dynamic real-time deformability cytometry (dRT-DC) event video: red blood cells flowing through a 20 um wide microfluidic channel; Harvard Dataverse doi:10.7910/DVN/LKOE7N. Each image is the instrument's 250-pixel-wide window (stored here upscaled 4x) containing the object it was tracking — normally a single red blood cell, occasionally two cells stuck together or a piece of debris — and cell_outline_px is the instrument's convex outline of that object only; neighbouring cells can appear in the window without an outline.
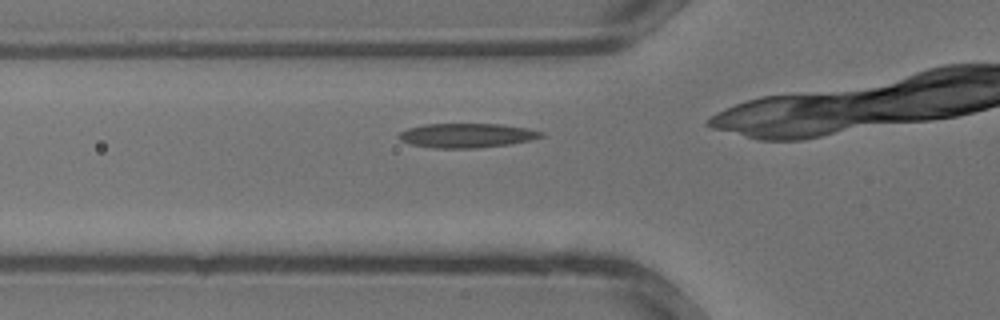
{"species": "common noctule bat (a hibernating species)", "species_latin": "Nyctalus noctula", "temperature_condition": "warm", "stored_images_in_passage": 18, "camera_frame_rate_fps": 3000, "um_per_image_px": 0.085, "animal": {"sex": "male", "body_mass_g": 13.3}, "frame": {"image": 1, "passage_image": 6, "time_ms": 1.667, "image_size_px": [1000, 320], "cell_outline_px": [[544, 136], [528, 140], [508, 144], [476, 148], [432, 148], [412, 144], [400, 140], [396, 136], [400, 132], [408, 128], [424, 124], [504, 124], [528, 128], [544, 132]], "centroid_in_image_um": [39.66, 11.51], "position_along_channel_um": 86.1, "area_um2": 20.17}}
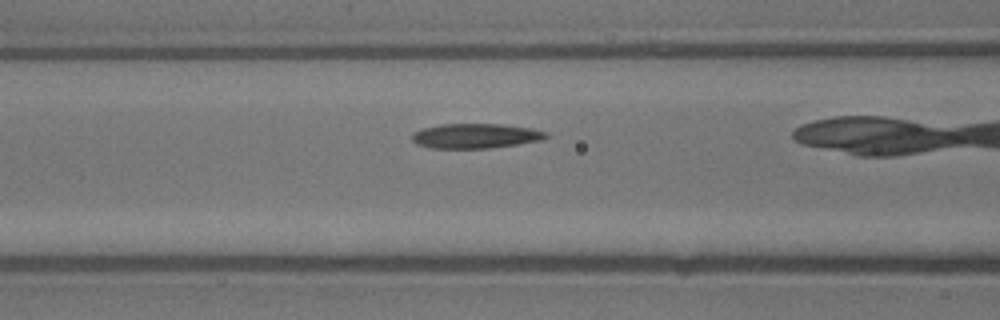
{"frame": {"image": 2, "passage_image": 8, "time_ms": 2.333, "image_size_px": [1000, 320], "cell_outline_px": [[548, 136], [540, 140], [492, 148], [428, 148], [416, 144], [412, 140], [412, 136], [416, 132], [424, 128], [440, 124], [500, 124], [532, 128], [548, 132]], "centroid_in_image_um": [40.42, 11.55], "position_along_channel_um": 126.2, "area_um2": 19.25}}
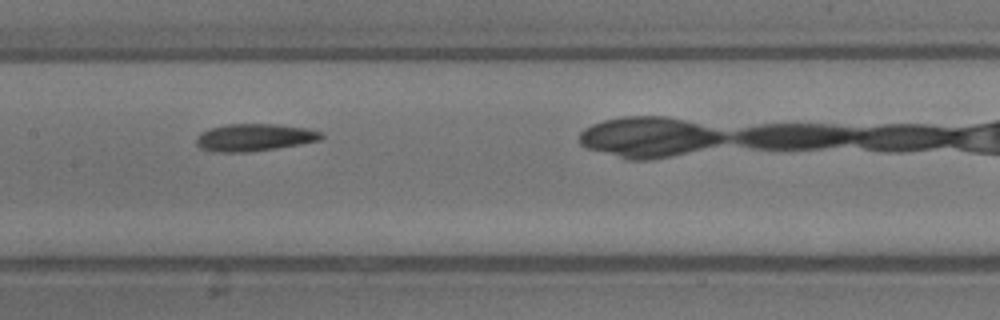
{"frame": {"image": 3, "passage_image": 11, "time_ms": 3.333, "image_size_px": [1000, 320], "cell_outline_px": [[324, 136], [320, 140], [300, 144], [276, 148], [248, 152], [212, 152], [200, 148], [196, 144], [196, 140], [200, 132], [212, 128], [228, 124], [276, 124], [308, 128], [320, 132]], "centroid_in_image_um": [21.61, 11.68], "position_along_channel_um": 185.8, "area_um2": 19.88}}